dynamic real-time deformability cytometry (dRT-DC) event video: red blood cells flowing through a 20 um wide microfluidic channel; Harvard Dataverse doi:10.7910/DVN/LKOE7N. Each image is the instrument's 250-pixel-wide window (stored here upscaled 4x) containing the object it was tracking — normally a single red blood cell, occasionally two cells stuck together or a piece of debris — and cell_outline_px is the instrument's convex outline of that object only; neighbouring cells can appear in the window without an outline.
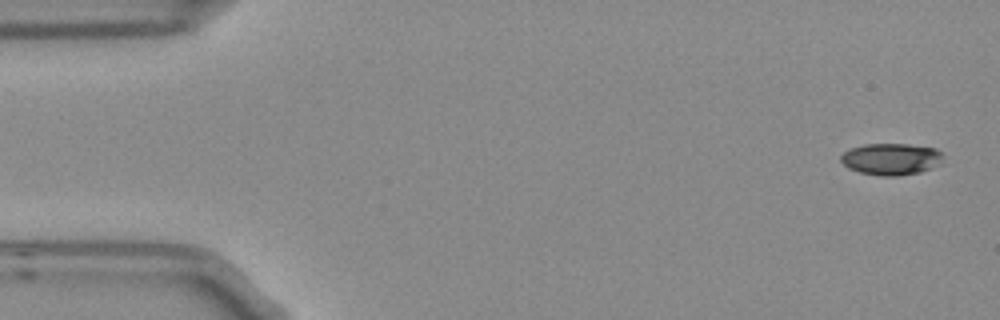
{"species": "Egyptian fruit bat (a non-hibernating species)", "species_latin": "Rousettus aegyptiacus", "temperature_condition": "room temperature", "stored_images_in_passage": 4, "camera_frame_rate_fps": 3000, "um_per_image_px": 0.085, "frame": {"image": 1, "passage_image": 1, "time_ms": 0.0, "image_size_px": [1000, 320], "cell_outline_px": [[940, 164], [920, 172], [896, 176], [880, 176], [860, 172], [848, 168], [840, 160], [840, 156], [848, 148], [864, 144], [908, 144], [936, 148], [940, 152]], "centroid_in_image_um": [75.69, 13.51], "position_along_channel_um": 9.3, "area_um2": 18.84}}